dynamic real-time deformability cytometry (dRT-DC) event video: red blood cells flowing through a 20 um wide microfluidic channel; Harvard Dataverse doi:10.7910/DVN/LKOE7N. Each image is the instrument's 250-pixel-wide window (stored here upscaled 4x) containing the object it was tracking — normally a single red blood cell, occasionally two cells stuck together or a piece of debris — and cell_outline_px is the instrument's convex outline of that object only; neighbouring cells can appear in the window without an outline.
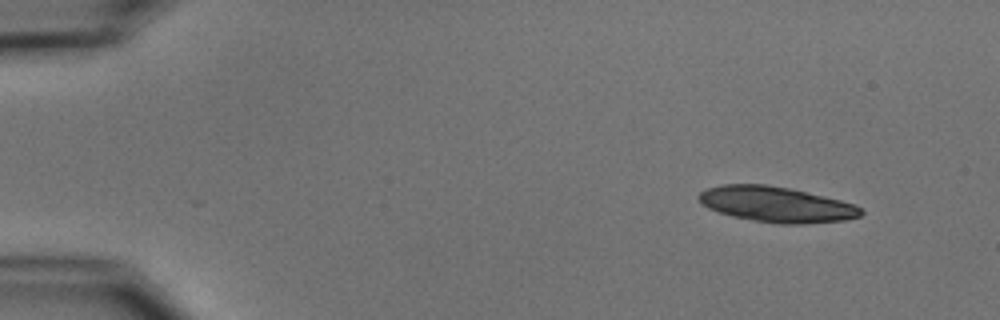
{"species": "common noctule bat (a hibernating species)", "species_latin": "Nyctalus noctula", "temperature_condition": "cold", "stored_images_in_passage": 9, "camera_frame_rate_fps": 3000, "um_per_image_px": 0.085, "animal": {"sex": "male", "body_mass_g": 15.6}, "frame": {"image": 1, "passage_image": 1, "time_ms": 0.0, "image_size_px": [1000, 320], "cell_outline_px": [[864, 212], [860, 216], [844, 220], [804, 224], [780, 224], [752, 220], [732, 216], [708, 208], [696, 196], [700, 192], [708, 188], [720, 184], [764, 184], [792, 188], [856, 204]], "centroid_in_image_um": [66.0, 17.37], "position_along_channel_um": 19.0, "area_um2": 33.58}}
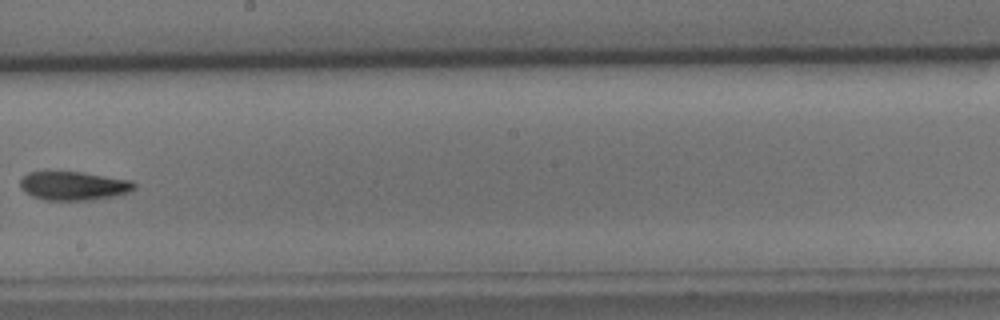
{"frame": {"image": 2, "passage_image": 8, "time_ms": 9.0, "image_size_px": [1000, 320], "cell_outline_px": [[136, 188], [128, 192], [116, 196], [88, 200], [44, 200], [32, 196], [24, 192], [20, 188], [20, 180], [28, 172], [48, 168], [84, 172], [132, 180], [136, 184]], "centroid_in_image_um": [6.2, 15.74], "position_along_channel_um": 242.0, "area_um2": 20.06}}